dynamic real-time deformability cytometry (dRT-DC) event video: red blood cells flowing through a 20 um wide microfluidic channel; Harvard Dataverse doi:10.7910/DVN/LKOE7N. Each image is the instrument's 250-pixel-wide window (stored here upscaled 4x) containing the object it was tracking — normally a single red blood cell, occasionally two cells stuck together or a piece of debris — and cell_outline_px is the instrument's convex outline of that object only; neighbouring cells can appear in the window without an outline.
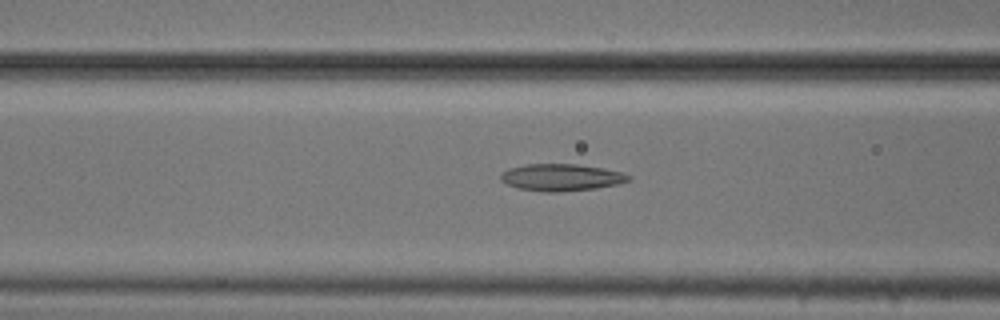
{"species": "common noctule bat (a hibernating species)", "species_latin": "Nyctalus noctula", "temperature_condition": "cold", "stored_images_in_passage": 51, "camera_frame_rate_fps": 3000, "um_per_image_px": 0.085, "animal": {"sex": "male", "body_mass_g": 20.5, "forearm_length_mm": 52.5}, "frame": {"image": 1, "passage_image": 21, "time_ms": 6.667, "image_size_px": [1000, 320], "cell_outline_px": [[632, 180], [620, 184], [596, 188], [560, 192], [544, 192], [520, 188], [508, 184], [500, 180], [500, 176], [508, 168], [524, 164], [576, 164], [604, 168], [620, 172], [632, 176]], "centroid_in_image_um": [47.75, 15.07], "position_along_channel_um": 118.9, "area_um2": 20.17}}
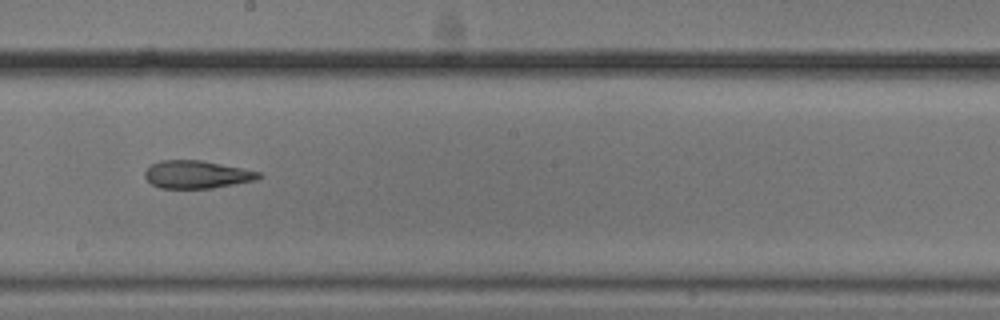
{"frame": {"image": 2, "passage_image": 30, "time_ms": 9.667, "image_size_px": [1000, 320], "cell_outline_px": [[260, 176], [256, 180], [212, 188], [160, 188], [152, 184], [144, 176], [144, 172], [152, 164], [160, 160], [200, 160], [260, 172]], "centroid_in_image_um": [16.68, 14.83], "position_along_channel_um": 231.5, "area_um2": 18.15}}
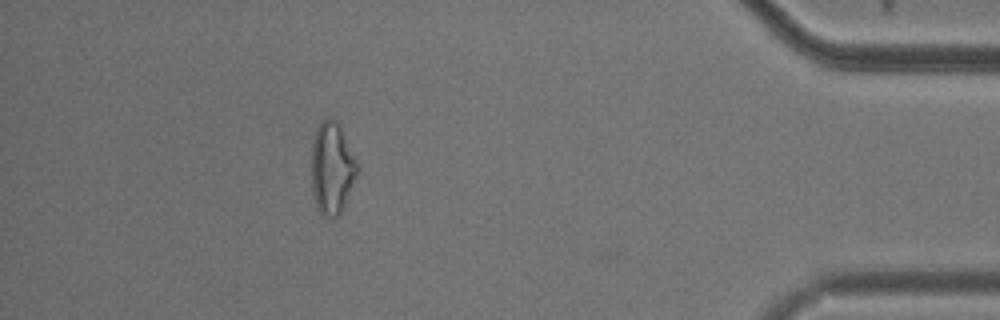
{"frame": {"image": 3, "passage_image": 48, "time_ms": 15.667, "image_size_px": [1000, 320], "cell_outline_px": [[356, 176], [344, 208], [340, 216], [324, 216], [316, 208], [312, 188], [312, 140], [316, 128], [328, 116], [336, 120], [340, 124], [356, 160]], "centroid_in_image_um": [28.2, 14.29], "position_along_channel_um": 407.0, "area_um2": 24.51}, "authors_computed_cell_mechanics": {"area_um2": 20.8658, "velocity_mm_per_s": 3.748, "shape_relaxation_time_tau1_ms": null, "shape_relaxation_time_tau2_ms": 5.0146, "deformation_change_tau1": null, "deformation_change_tau2": 0.154}}